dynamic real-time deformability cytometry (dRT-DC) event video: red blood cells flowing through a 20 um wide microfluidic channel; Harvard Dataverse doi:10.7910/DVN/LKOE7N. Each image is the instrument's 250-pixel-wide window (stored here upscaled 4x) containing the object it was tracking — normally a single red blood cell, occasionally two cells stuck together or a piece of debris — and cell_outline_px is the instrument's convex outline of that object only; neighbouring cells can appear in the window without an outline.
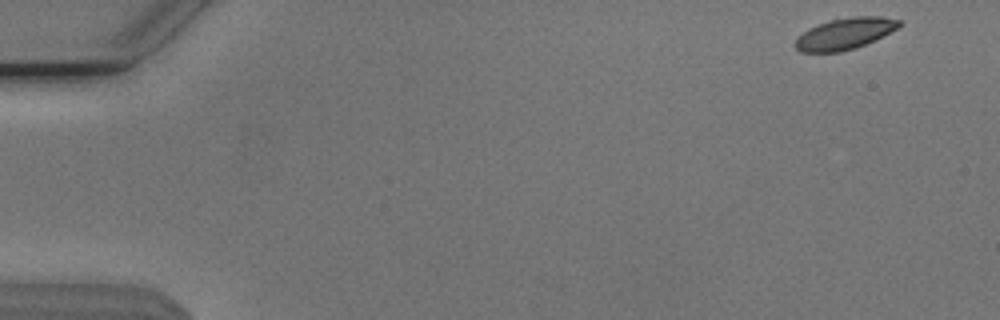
{"species": "Egyptian fruit bat (a non-hibernating species)", "species_latin": "Rousettus aegyptiacus", "temperature_condition": "cold", "stored_images_in_passage": 52, "camera_frame_rate_fps": 3000, "um_per_image_px": 0.085, "animal": {"sex": "male"}, "frame": {"image": 1, "passage_image": 1, "time_ms": 0.0, "image_size_px": [1000, 320], "cell_outline_px": [[904, 24], [864, 44], [840, 52], [800, 52], [792, 44], [808, 28], [832, 20], [852, 16], [880, 16], [900, 20]], "centroid_in_image_um": [71.78, 2.85], "position_along_channel_um": 13.2, "area_um2": 18.55}}
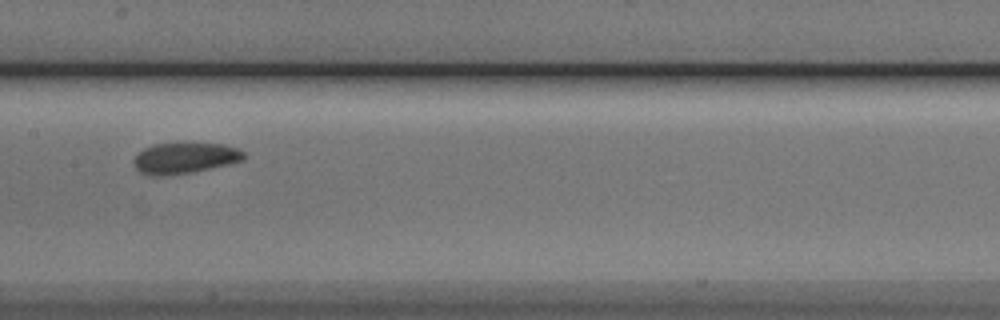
{"frame": {"image": 2, "passage_image": 26, "time_ms": 8.333, "image_size_px": [1000, 320], "cell_outline_px": [[244, 160], [228, 164], [192, 172], [168, 176], [148, 176], [140, 172], [132, 164], [132, 160], [144, 148], [156, 144], [224, 144], [236, 148], [244, 152]], "centroid_in_image_um": [15.66, 13.46], "position_along_channel_um": 191.7, "area_um2": 19.71}}
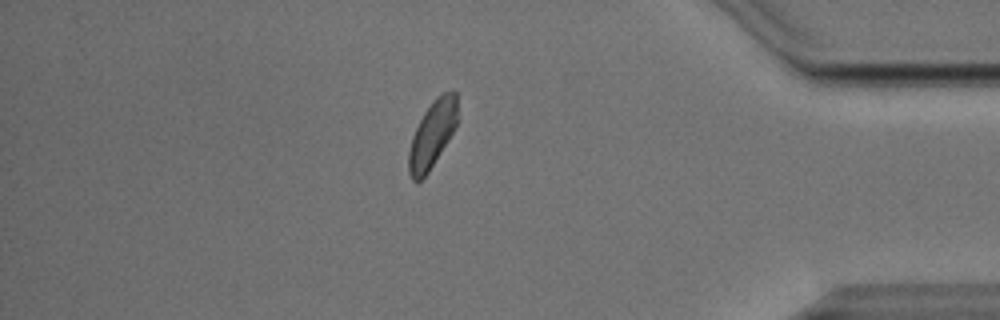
{"frame": {"image": 3, "passage_image": 45, "time_ms": 14.667, "image_size_px": [1000, 320], "cell_outline_px": [[456, 124], [452, 132], [428, 172], [420, 180], [412, 180], [408, 172], [408, 152], [412, 136], [424, 112], [436, 96], [444, 92], [456, 92]], "centroid_in_image_um": [36.7, 11.42], "position_along_channel_um": 398.5, "area_um2": 18.38}, "authors_computed_cell_mechanics": {"area_um2": 19.7098, "velocity_mm_per_s": 3.7677, "shape_relaxation_time_tau1_ms": 4.1254, "shape_relaxation_time_tau2_ms": null, "deformation_change_tau1": 0.0789, "deformation_change_tau2": null}}